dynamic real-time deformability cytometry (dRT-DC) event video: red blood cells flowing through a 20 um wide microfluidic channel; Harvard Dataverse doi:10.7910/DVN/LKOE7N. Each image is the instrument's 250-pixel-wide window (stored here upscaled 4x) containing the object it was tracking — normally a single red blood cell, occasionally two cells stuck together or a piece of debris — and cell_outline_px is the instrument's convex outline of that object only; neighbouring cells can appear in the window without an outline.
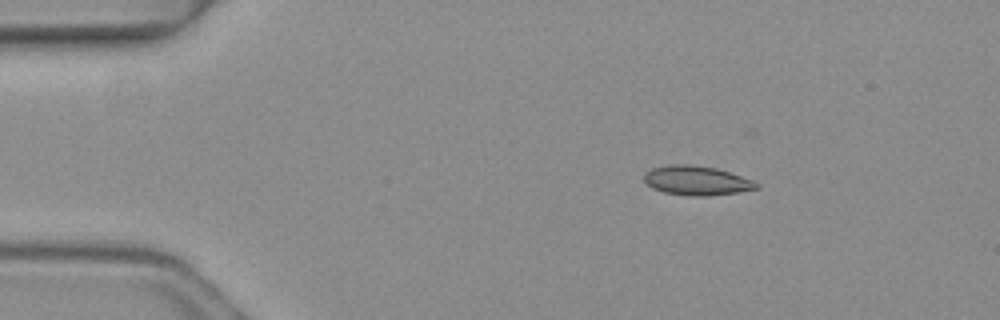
{"species": "common noctule bat (a hibernating species)", "species_latin": "Nyctalus noctula", "temperature_condition": "warm", "stored_images_in_passage": 2, "camera_frame_rate_fps": 3000, "um_per_image_px": 0.085, "animal": {"sex": "female", "body_mass_g": 19.3, "forearm_length_mm": 54.1}, "frame": {"image": 1, "passage_image": 1, "time_ms": 0.0, "image_size_px": [1000, 320], "cell_outline_px": [[760, 188], [740, 192], [708, 196], [688, 196], [664, 192], [652, 188], [644, 180], [644, 172], [652, 168], [668, 164], [692, 164], [716, 168], [752, 180], [760, 184]], "centroid_in_image_um": [59.21, 15.35], "position_along_channel_um": 25.8, "area_um2": 19.36}}